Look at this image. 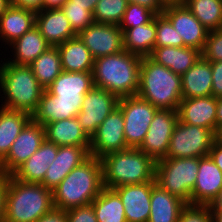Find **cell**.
Here are the masks:
<instances>
[{"label":"cell","mask_w":222,"mask_h":222,"mask_svg":"<svg viewBox=\"0 0 222 222\" xmlns=\"http://www.w3.org/2000/svg\"><path fill=\"white\" fill-rule=\"evenodd\" d=\"M93 87L92 72L62 71L42 93L32 120L44 126L77 117L84 96Z\"/></svg>","instance_id":"6da1fadb"},{"label":"cell","mask_w":222,"mask_h":222,"mask_svg":"<svg viewBox=\"0 0 222 222\" xmlns=\"http://www.w3.org/2000/svg\"><path fill=\"white\" fill-rule=\"evenodd\" d=\"M103 188L101 160L90 156L52 190L54 208L66 211L91 204Z\"/></svg>","instance_id":"7a4b0ae2"},{"label":"cell","mask_w":222,"mask_h":222,"mask_svg":"<svg viewBox=\"0 0 222 222\" xmlns=\"http://www.w3.org/2000/svg\"><path fill=\"white\" fill-rule=\"evenodd\" d=\"M142 57L121 51L94 59V86L105 89L118 99L135 96L139 88Z\"/></svg>","instance_id":"3957f363"},{"label":"cell","mask_w":222,"mask_h":222,"mask_svg":"<svg viewBox=\"0 0 222 222\" xmlns=\"http://www.w3.org/2000/svg\"><path fill=\"white\" fill-rule=\"evenodd\" d=\"M53 209L51 190L40 183H26L8 175L5 222H36Z\"/></svg>","instance_id":"277c9868"},{"label":"cell","mask_w":222,"mask_h":222,"mask_svg":"<svg viewBox=\"0 0 222 222\" xmlns=\"http://www.w3.org/2000/svg\"><path fill=\"white\" fill-rule=\"evenodd\" d=\"M100 160L105 188L155 181L156 162L139 148L107 154Z\"/></svg>","instance_id":"5b68a950"},{"label":"cell","mask_w":222,"mask_h":222,"mask_svg":"<svg viewBox=\"0 0 222 222\" xmlns=\"http://www.w3.org/2000/svg\"><path fill=\"white\" fill-rule=\"evenodd\" d=\"M44 90L29 66L0 63V106L32 115Z\"/></svg>","instance_id":"8992f818"},{"label":"cell","mask_w":222,"mask_h":222,"mask_svg":"<svg viewBox=\"0 0 222 222\" xmlns=\"http://www.w3.org/2000/svg\"><path fill=\"white\" fill-rule=\"evenodd\" d=\"M136 95L157 109L178 110L182 100L181 76L149 57H142Z\"/></svg>","instance_id":"52a82bcc"},{"label":"cell","mask_w":222,"mask_h":222,"mask_svg":"<svg viewBox=\"0 0 222 222\" xmlns=\"http://www.w3.org/2000/svg\"><path fill=\"white\" fill-rule=\"evenodd\" d=\"M199 158H164L156 162L155 181L162 189L191 205Z\"/></svg>","instance_id":"ba28073f"},{"label":"cell","mask_w":222,"mask_h":222,"mask_svg":"<svg viewBox=\"0 0 222 222\" xmlns=\"http://www.w3.org/2000/svg\"><path fill=\"white\" fill-rule=\"evenodd\" d=\"M214 132L178 121L172 132L166 158H202L209 156Z\"/></svg>","instance_id":"9c48e42d"},{"label":"cell","mask_w":222,"mask_h":222,"mask_svg":"<svg viewBox=\"0 0 222 222\" xmlns=\"http://www.w3.org/2000/svg\"><path fill=\"white\" fill-rule=\"evenodd\" d=\"M118 106L123 113L127 148H139L158 109L137 95L120 98Z\"/></svg>","instance_id":"30bf717a"},{"label":"cell","mask_w":222,"mask_h":222,"mask_svg":"<svg viewBox=\"0 0 222 222\" xmlns=\"http://www.w3.org/2000/svg\"><path fill=\"white\" fill-rule=\"evenodd\" d=\"M178 121L177 110L158 109L139 149L155 162L166 158L170 138Z\"/></svg>","instance_id":"8fae6325"},{"label":"cell","mask_w":222,"mask_h":222,"mask_svg":"<svg viewBox=\"0 0 222 222\" xmlns=\"http://www.w3.org/2000/svg\"><path fill=\"white\" fill-rule=\"evenodd\" d=\"M162 14L177 30L178 47H190L202 52L209 30L190 12L184 3L165 7Z\"/></svg>","instance_id":"7c38bea8"},{"label":"cell","mask_w":222,"mask_h":222,"mask_svg":"<svg viewBox=\"0 0 222 222\" xmlns=\"http://www.w3.org/2000/svg\"><path fill=\"white\" fill-rule=\"evenodd\" d=\"M125 149L124 118L121 108L117 106L90 138V156L101 159L107 154Z\"/></svg>","instance_id":"4fadbf2b"},{"label":"cell","mask_w":222,"mask_h":222,"mask_svg":"<svg viewBox=\"0 0 222 222\" xmlns=\"http://www.w3.org/2000/svg\"><path fill=\"white\" fill-rule=\"evenodd\" d=\"M118 98L109 91L93 87L83 98L77 119L82 130L91 138L99 125L118 106Z\"/></svg>","instance_id":"5bb4252c"},{"label":"cell","mask_w":222,"mask_h":222,"mask_svg":"<svg viewBox=\"0 0 222 222\" xmlns=\"http://www.w3.org/2000/svg\"><path fill=\"white\" fill-rule=\"evenodd\" d=\"M44 140V126L31 120L14 140L7 156L0 162V173L11 175L39 149Z\"/></svg>","instance_id":"9a60e30c"},{"label":"cell","mask_w":222,"mask_h":222,"mask_svg":"<svg viewBox=\"0 0 222 222\" xmlns=\"http://www.w3.org/2000/svg\"><path fill=\"white\" fill-rule=\"evenodd\" d=\"M93 59L123 51V32L115 24L91 23L78 34Z\"/></svg>","instance_id":"2e32d148"},{"label":"cell","mask_w":222,"mask_h":222,"mask_svg":"<svg viewBox=\"0 0 222 222\" xmlns=\"http://www.w3.org/2000/svg\"><path fill=\"white\" fill-rule=\"evenodd\" d=\"M222 192V171L210 156L199 158L195 186L191 192V205L209 206Z\"/></svg>","instance_id":"e0dca14e"},{"label":"cell","mask_w":222,"mask_h":222,"mask_svg":"<svg viewBox=\"0 0 222 222\" xmlns=\"http://www.w3.org/2000/svg\"><path fill=\"white\" fill-rule=\"evenodd\" d=\"M155 184L156 181H148L113 188L123 203L127 222H148L151 192Z\"/></svg>","instance_id":"ac0fdd59"},{"label":"cell","mask_w":222,"mask_h":222,"mask_svg":"<svg viewBox=\"0 0 222 222\" xmlns=\"http://www.w3.org/2000/svg\"><path fill=\"white\" fill-rule=\"evenodd\" d=\"M90 157V146H60L55 160L49 165L44 180L40 183L54 190L77 166Z\"/></svg>","instance_id":"d6986e66"},{"label":"cell","mask_w":222,"mask_h":222,"mask_svg":"<svg viewBox=\"0 0 222 222\" xmlns=\"http://www.w3.org/2000/svg\"><path fill=\"white\" fill-rule=\"evenodd\" d=\"M216 109L217 98L211 95L182 99L177 111L180 122L201 126L215 132Z\"/></svg>","instance_id":"ffe728a7"},{"label":"cell","mask_w":222,"mask_h":222,"mask_svg":"<svg viewBox=\"0 0 222 222\" xmlns=\"http://www.w3.org/2000/svg\"><path fill=\"white\" fill-rule=\"evenodd\" d=\"M57 153L58 146L45 139L39 149L20 165L11 176L26 183H41Z\"/></svg>","instance_id":"44dd1931"},{"label":"cell","mask_w":222,"mask_h":222,"mask_svg":"<svg viewBox=\"0 0 222 222\" xmlns=\"http://www.w3.org/2000/svg\"><path fill=\"white\" fill-rule=\"evenodd\" d=\"M35 26L51 46H57L77 36L62 9L37 11Z\"/></svg>","instance_id":"7402d4cb"},{"label":"cell","mask_w":222,"mask_h":222,"mask_svg":"<svg viewBox=\"0 0 222 222\" xmlns=\"http://www.w3.org/2000/svg\"><path fill=\"white\" fill-rule=\"evenodd\" d=\"M35 25V11L11 4L0 18V42L10 45Z\"/></svg>","instance_id":"603a6c76"},{"label":"cell","mask_w":222,"mask_h":222,"mask_svg":"<svg viewBox=\"0 0 222 222\" xmlns=\"http://www.w3.org/2000/svg\"><path fill=\"white\" fill-rule=\"evenodd\" d=\"M148 57L155 63L182 76L202 57V54L195 48L164 46L154 47Z\"/></svg>","instance_id":"cb8c5ba5"},{"label":"cell","mask_w":222,"mask_h":222,"mask_svg":"<svg viewBox=\"0 0 222 222\" xmlns=\"http://www.w3.org/2000/svg\"><path fill=\"white\" fill-rule=\"evenodd\" d=\"M12 49L11 57L7 62L15 65H30L39 55L45 52L51 45L41 35L40 30L34 26L9 46Z\"/></svg>","instance_id":"d4e9b609"},{"label":"cell","mask_w":222,"mask_h":222,"mask_svg":"<svg viewBox=\"0 0 222 222\" xmlns=\"http://www.w3.org/2000/svg\"><path fill=\"white\" fill-rule=\"evenodd\" d=\"M182 99L212 95L211 62L202 57L181 76Z\"/></svg>","instance_id":"484cf974"},{"label":"cell","mask_w":222,"mask_h":222,"mask_svg":"<svg viewBox=\"0 0 222 222\" xmlns=\"http://www.w3.org/2000/svg\"><path fill=\"white\" fill-rule=\"evenodd\" d=\"M45 139L60 146H90V138L82 130L76 117L44 125Z\"/></svg>","instance_id":"4316f807"},{"label":"cell","mask_w":222,"mask_h":222,"mask_svg":"<svg viewBox=\"0 0 222 222\" xmlns=\"http://www.w3.org/2000/svg\"><path fill=\"white\" fill-rule=\"evenodd\" d=\"M186 206L184 201L155 184L151 192L148 222H179L181 211Z\"/></svg>","instance_id":"83f0119b"},{"label":"cell","mask_w":222,"mask_h":222,"mask_svg":"<svg viewBox=\"0 0 222 222\" xmlns=\"http://www.w3.org/2000/svg\"><path fill=\"white\" fill-rule=\"evenodd\" d=\"M61 56V67L66 72H92L94 59L77 35L57 45Z\"/></svg>","instance_id":"f1b7e54d"},{"label":"cell","mask_w":222,"mask_h":222,"mask_svg":"<svg viewBox=\"0 0 222 222\" xmlns=\"http://www.w3.org/2000/svg\"><path fill=\"white\" fill-rule=\"evenodd\" d=\"M32 115L21 110L0 107V162L7 156L11 146Z\"/></svg>","instance_id":"f546056e"},{"label":"cell","mask_w":222,"mask_h":222,"mask_svg":"<svg viewBox=\"0 0 222 222\" xmlns=\"http://www.w3.org/2000/svg\"><path fill=\"white\" fill-rule=\"evenodd\" d=\"M156 41V16L141 26L126 29L123 32V49L140 57H148Z\"/></svg>","instance_id":"4dcf8cb0"},{"label":"cell","mask_w":222,"mask_h":222,"mask_svg":"<svg viewBox=\"0 0 222 222\" xmlns=\"http://www.w3.org/2000/svg\"><path fill=\"white\" fill-rule=\"evenodd\" d=\"M91 204L98 222H127L123 203L113 189L104 187Z\"/></svg>","instance_id":"1f68e13d"},{"label":"cell","mask_w":222,"mask_h":222,"mask_svg":"<svg viewBox=\"0 0 222 222\" xmlns=\"http://www.w3.org/2000/svg\"><path fill=\"white\" fill-rule=\"evenodd\" d=\"M28 66L44 89L63 71L61 56L57 46L48 48Z\"/></svg>","instance_id":"d6a6232c"},{"label":"cell","mask_w":222,"mask_h":222,"mask_svg":"<svg viewBox=\"0 0 222 222\" xmlns=\"http://www.w3.org/2000/svg\"><path fill=\"white\" fill-rule=\"evenodd\" d=\"M184 5L209 31L222 27V0H184Z\"/></svg>","instance_id":"836d02e7"},{"label":"cell","mask_w":222,"mask_h":222,"mask_svg":"<svg viewBox=\"0 0 222 222\" xmlns=\"http://www.w3.org/2000/svg\"><path fill=\"white\" fill-rule=\"evenodd\" d=\"M128 3V0H98L93 11L94 22L119 25Z\"/></svg>","instance_id":"e575fe53"},{"label":"cell","mask_w":222,"mask_h":222,"mask_svg":"<svg viewBox=\"0 0 222 222\" xmlns=\"http://www.w3.org/2000/svg\"><path fill=\"white\" fill-rule=\"evenodd\" d=\"M155 16L156 14L146 7L135 3H128L118 27L124 32L126 29L151 22Z\"/></svg>","instance_id":"d590c367"},{"label":"cell","mask_w":222,"mask_h":222,"mask_svg":"<svg viewBox=\"0 0 222 222\" xmlns=\"http://www.w3.org/2000/svg\"><path fill=\"white\" fill-rule=\"evenodd\" d=\"M61 9L77 35L94 22L93 13L91 11L85 9L84 6L73 5V2L70 0H67L62 5Z\"/></svg>","instance_id":"8d00e7d4"},{"label":"cell","mask_w":222,"mask_h":222,"mask_svg":"<svg viewBox=\"0 0 222 222\" xmlns=\"http://www.w3.org/2000/svg\"><path fill=\"white\" fill-rule=\"evenodd\" d=\"M178 47V34L171 22L163 15H156V41L154 47Z\"/></svg>","instance_id":"74e56055"},{"label":"cell","mask_w":222,"mask_h":222,"mask_svg":"<svg viewBox=\"0 0 222 222\" xmlns=\"http://www.w3.org/2000/svg\"><path fill=\"white\" fill-rule=\"evenodd\" d=\"M201 54L202 58L206 61H222V29L208 32L207 40Z\"/></svg>","instance_id":"f35d334b"},{"label":"cell","mask_w":222,"mask_h":222,"mask_svg":"<svg viewBox=\"0 0 222 222\" xmlns=\"http://www.w3.org/2000/svg\"><path fill=\"white\" fill-rule=\"evenodd\" d=\"M179 222H213L210 207L187 205L181 211Z\"/></svg>","instance_id":"ab89813d"},{"label":"cell","mask_w":222,"mask_h":222,"mask_svg":"<svg viewBox=\"0 0 222 222\" xmlns=\"http://www.w3.org/2000/svg\"><path fill=\"white\" fill-rule=\"evenodd\" d=\"M67 222H98L92 204L65 211Z\"/></svg>","instance_id":"60d3db41"},{"label":"cell","mask_w":222,"mask_h":222,"mask_svg":"<svg viewBox=\"0 0 222 222\" xmlns=\"http://www.w3.org/2000/svg\"><path fill=\"white\" fill-rule=\"evenodd\" d=\"M212 96L222 97V61L211 62Z\"/></svg>","instance_id":"b9f144b4"},{"label":"cell","mask_w":222,"mask_h":222,"mask_svg":"<svg viewBox=\"0 0 222 222\" xmlns=\"http://www.w3.org/2000/svg\"><path fill=\"white\" fill-rule=\"evenodd\" d=\"M8 175L0 173V222L4 220Z\"/></svg>","instance_id":"7bdbcfd3"},{"label":"cell","mask_w":222,"mask_h":222,"mask_svg":"<svg viewBox=\"0 0 222 222\" xmlns=\"http://www.w3.org/2000/svg\"><path fill=\"white\" fill-rule=\"evenodd\" d=\"M129 3H135L140 6L146 7L156 15L162 14L165 7L159 2V0H128Z\"/></svg>","instance_id":"ee69618b"},{"label":"cell","mask_w":222,"mask_h":222,"mask_svg":"<svg viewBox=\"0 0 222 222\" xmlns=\"http://www.w3.org/2000/svg\"><path fill=\"white\" fill-rule=\"evenodd\" d=\"M36 222H67L65 211L53 209L51 212L40 217Z\"/></svg>","instance_id":"f6af8a7d"},{"label":"cell","mask_w":222,"mask_h":222,"mask_svg":"<svg viewBox=\"0 0 222 222\" xmlns=\"http://www.w3.org/2000/svg\"><path fill=\"white\" fill-rule=\"evenodd\" d=\"M42 1L43 0H11V4L37 12L42 10Z\"/></svg>","instance_id":"bcb514c9"},{"label":"cell","mask_w":222,"mask_h":222,"mask_svg":"<svg viewBox=\"0 0 222 222\" xmlns=\"http://www.w3.org/2000/svg\"><path fill=\"white\" fill-rule=\"evenodd\" d=\"M209 156L222 171V145L213 142L212 147L209 151Z\"/></svg>","instance_id":"7dc6e473"},{"label":"cell","mask_w":222,"mask_h":222,"mask_svg":"<svg viewBox=\"0 0 222 222\" xmlns=\"http://www.w3.org/2000/svg\"><path fill=\"white\" fill-rule=\"evenodd\" d=\"M66 1L67 0H43L42 9L43 10L61 9L62 5Z\"/></svg>","instance_id":"c3c4849f"},{"label":"cell","mask_w":222,"mask_h":222,"mask_svg":"<svg viewBox=\"0 0 222 222\" xmlns=\"http://www.w3.org/2000/svg\"><path fill=\"white\" fill-rule=\"evenodd\" d=\"M73 2V5L84 6L85 9L93 13L95 6L98 3V0H70Z\"/></svg>","instance_id":"681fc988"},{"label":"cell","mask_w":222,"mask_h":222,"mask_svg":"<svg viewBox=\"0 0 222 222\" xmlns=\"http://www.w3.org/2000/svg\"><path fill=\"white\" fill-rule=\"evenodd\" d=\"M213 222H222V208H210Z\"/></svg>","instance_id":"f907efd6"},{"label":"cell","mask_w":222,"mask_h":222,"mask_svg":"<svg viewBox=\"0 0 222 222\" xmlns=\"http://www.w3.org/2000/svg\"><path fill=\"white\" fill-rule=\"evenodd\" d=\"M216 119L217 125L222 123V97L217 98Z\"/></svg>","instance_id":"816d5d0a"},{"label":"cell","mask_w":222,"mask_h":222,"mask_svg":"<svg viewBox=\"0 0 222 222\" xmlns=\"http://www.w3.org/2000/svg\"><path fill=\"white\" fill-rule=\"evenodd\" d=\"M214 142L222 145V123L218 124L215 129Z\"/></svg>","instance_id":"f5cc1de1"},{"label":"cell","mask_w":222,"mask_h":222,"mask_svg":"<svg viewBox=\"0 0 222 222\" xmlns=\"http://www.w3.org/2000/svg\"><path fill=\"white\" fill-rule=\"evenodd\" d=\"M10 5L11 0H0V18Z\"/></svg>","instance_id":"db71d44e"},{"label":"cell","mask_w":222,"mask_h":222,"mask_svg":"<svg viewBox=\"0 0 222 222\" xmlns=\"http://www.w3.org/2000/svg\"><path fill=\"white\" fill-rule=\"evenodd\" d=\"M184 0H159V2L164 6H171V5H176V4H181L183 3Z\"/></svg>","instance_id":"11a10c76"},{"label":"cell","mask_w":222,"mask_h":222,"mask_svg":"<svg viewBox=\"0 0 222 222\" xmlns=\"http://www.w3.org/2000/svg\"><path fill=\"white\" fill-rule=\"evenodd\" d=\"M210 208H222V192L219 197L215 200V202L209 205Z\"/></svg>","instance_id":"9f6ffc18"}]
</instances>
